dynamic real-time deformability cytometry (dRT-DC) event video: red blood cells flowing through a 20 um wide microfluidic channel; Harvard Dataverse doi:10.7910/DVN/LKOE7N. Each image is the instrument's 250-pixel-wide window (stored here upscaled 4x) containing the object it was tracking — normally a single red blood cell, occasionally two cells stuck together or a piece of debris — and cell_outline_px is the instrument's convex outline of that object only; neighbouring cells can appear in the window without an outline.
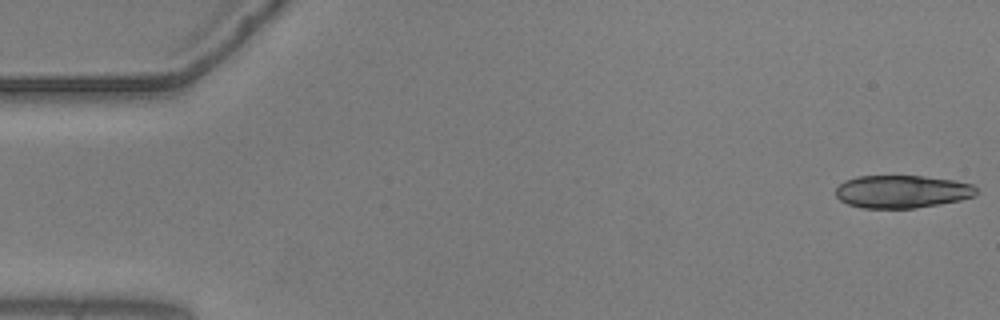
{"species": "common noctule bat (a hibernating species)", "species_latin": "Nyctalus noctula", "temperature_condition": "warm", "stored_images_in_passage": 54, "camera_frame_rate_fps": 3000, "um_per_image_px": 0.085, "animal": {"sex": "male", "body_mass_g": 20.5, "forearm_length_mm": 52.5}, "frame": {"image": 1, "passage_image": 1, "time_ms": 0.0, "image_size_px": [1000, 320], "cell_outline_px": [[980, 192], [976, 196], [960, 200], [940, 204], [912, 208], [864, 208], [848, 204], [840, 200], [836, 196], [836, 188], [844, 180], [856, 176], [924, 176], [956, 180], [972, 184]], "centroid_in_image_um": [76.7, 16.28], "position_along_channel_um": 8.3, "area_um2": 27.11}}
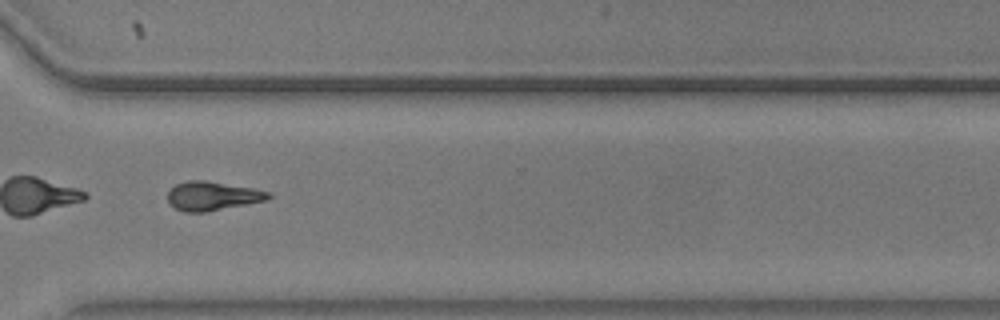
{"frame": {"image": 2, "passage_image": 41, "time_ms": 13.333, "image_size_px": [1000, 320], "cell_outline_px": [[272, 196], [268, 200], [208, 212], [184, 212], [168, 204], [168, 192], [176, 184], [188, 180], [204, 180], [256, 188], [272, 192]], "centroid_in_image_um": [18.1, 16.66], "position_along_channel_um": 352.5, "area_um2": 17.28}}